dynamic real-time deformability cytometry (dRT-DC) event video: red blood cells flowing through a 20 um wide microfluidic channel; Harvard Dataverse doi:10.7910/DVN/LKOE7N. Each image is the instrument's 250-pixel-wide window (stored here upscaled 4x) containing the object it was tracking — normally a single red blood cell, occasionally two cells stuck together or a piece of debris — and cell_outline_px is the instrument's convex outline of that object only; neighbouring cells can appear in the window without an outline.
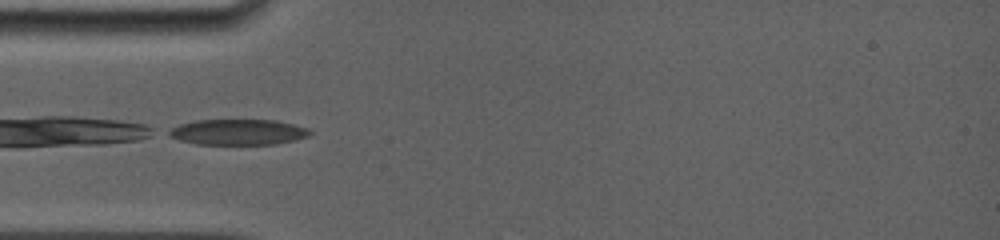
{"species": "common noctule bat (a hibernating species)", "species_latin": "Nyctalus noctula", "temperature_condition": "room temperature", "stored_images_in_passage": 43, "camera_frame_rate_fps": 5000, "um_per_image_px": 0.085, "animal": {"sex": "female", "body_mass_g": 19.0, "forearm_length_mm": 56.7}, "frame": {"image": 1, "passage_image": 1, "time_ms": 0.0, "image_size_px": [1000, 240], "cell_outline_px": [[312, 132], [308, 136], [276, 144], [196, 144], [180, 140], [164, 132], [180, 124], [196, 120], [276, 120], [308, 128]], "centroid_in_image_um": [20.22, 11.22], "position_along_channel_um": 64.8, "area_um2": 20.92}, "authors_computed_cell_mechanics": {"area_um2": 21.3282, "velocity_mm_per_s": 3.8447, "shape_relaxation_time_tau1_ms": 3.5321, "shape_relaxation_time_tau2_ms": 3.462, "deformation_change_tau1": 0.128, "deformation_change_tau2": 0.124}}